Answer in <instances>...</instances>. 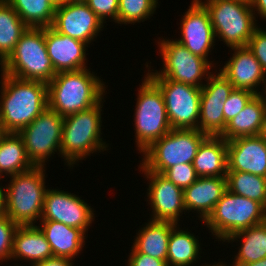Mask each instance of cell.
I'll return each instance as SVG.
<instances>
[{
    "mask_svg": "<svg viewBox=\"0 0 266 266\" xmlns=\"http://www.w3.org/2000/svg\"><path fill=\"white\" fill-rule=\"evenodd\" d=\"M0 75V129L19 133L48 108L47 83Z\"/></svg>",
    "mask_w": 266,
    "mask_h": 266,
    "instance_id": "6da1fadb",
    "label": "cell"
},
{
    "mask_svg": "<svg viewBox=\"0 0 266 266\" xmlns=\"http://www.w3.org/2000/svg\"><path fill=\"white\" fill-rule=\"evenodd\" d=\"M105 84L90 68L56 73L47 84L48 108L62 117L89 109L107 94Z\"/></svg>",
    "mask_w": 266,
    "mask_h": 266,
    "instance_id": "7a4b0ae2",
    "label": "cell"
},
{
    "mask_svg": "<svg viewBox=\"0 0 266 266\" xmlns=\"http://www.w3.org/2000/svg\"><path fill=\"white\" fill-rule=\"evenodd\" d=\"M103 101L104 98L89 109L64 117L60 151L69 168L95 152L109 150L101 137Z\"/></svg>",
    "mask_w": 266,
    "mask_h": 266,
    "instance_id": "3957f363",
    "label": "cell"
},
{
    "mask_svg": "<svg viewBox=\"0 0 266 266\" xmlns=\"http://www.w3.org/2000/svg\"><path fill=\"white\" fill-rule=\"evenodd\" d=\"M45 170V166H33L10 176L9 184L3 187L5 213L16 224L35 225L37 220H41L47 190Z\"/></svg>",
    "mask_w": 266,
    "mask_h": 266,
    "instance_id": "277c9868",
    "label": "cell"
},
{
    "mask_svg": "<svg viewBox=\"0 0 266 266\" xmlns=\"http://www.w3.org/2000/svg\"><path fill=\"white\" fill-rule=\"evenodd\" d=\"M0 70L18 79L49 83L56 75L45 43V27H29Z\"/></svg>",
    "mask_w": 266,
    "mask_h": 266,
    "instance_id": "5b68a950",
    "label": "cell"
},
{
    "mask_svg": "<svg viewBox=\"0 0 266 266\" xmlns=\"http://www.w3.org/2000/svg\"><path fill=\"white\" fill-rule=\"evenodd\" d=\"M208 11L215 38L227 47H246L254 30L257 18L250 0H196Z\"/></svg>",
    "mask_w": 266,
    "mask_h": 266,
    "instance_id": "8992f818",
    "label": "cell"
},
{
    "mask_svg": "<svg viewBox=\"0 0 266 266\" xmlns=\"http://www.w3.org/2000/svg\"><path fill=\"white\" fill-rule=\"evenodd\" d=\"M264 222L266 208L261 203L227 189L203 224L218 242H224L232 234Z\"/></svg>",
    "mask_w": 266,
    "mask_h": 266,
    "instance_id": "52a82bcc",
    "label": "cell"
},
{
    "mask_svg": "<svg viewBox=\"0 0 266 266\" xmlns=\"http://www.w3.org/2000/svg\"><path fill=\"white\" fill-rule=\"evenodd\" d=\"M139 86L133 121L136 147L141 154L172 128L160 88L147 75Z\"/></svg>",
    "mask_w": 266,
    "mask_h": 266,
    "instance_id": "ba28073f",
    "label": "cell"
},
{
    "mask_svg": "<svg viewBox=\"0 0 266 266\" xmlns=\"http://www.w3.org/2000/svg\"><path fill=\"white\" fill-rule=\"evenodd\" d=\"M207 136L199 129H171L142 152L140 162L147 170L160 174L174 165L193 163Z\"/></svg>",
    "mask_w": 266,
    "mask_h": 266,
    "instance_id": "9c48e42d",
    "label": "cell"
},
{
    "mask_svg": "<svg viewBox=\"0 0 266 266\" xmlns=\"http://www.w3.org/2000/svg\"><path fill=\"white\" fill-rule=\"evenodd\" d=\"M161 39L160 37L157 44L163 60V69L155 70L156 72L153 69L148 70L146 75L148 77H163L201 88L206 83L203 82V79H208L213 66L205 58L191 53L176 40Z\"/></svg>",
    "mask_w": 266,
    "mask_h": 266,
    "instance_id": "30bf717a",
    "label": "cell"
},
{
    "mask_svg": "<svg viewBox=\"0 0 266 266\" xmlns=\"http://www.w3.org/2000/svg\"><path fill=\"white\" fill-rule=\"evenodd\" d=\"M63 120L64 117L47 108L19 132L27 157L34 166H45L55 152L61 155Z\"/></svg>",
    "mask_w": 266,
    "mask_h": 266,
    "instance_id": "8fae6325",
    "label": "cell"
},
{
    "mask_svg": "<svg viewBox=\"0 0 266 266\" xmlns=\"http://www.w3.org/2000/svg\"><path fill=\"white\" fill-rule=\"evenodd\" d=\"M162 91L172 129H199L201 88L163 77H149Z\"/></svg>",
    "mask_w": 266,
    "mask_h": 266,
    "instance_id": "7c38bea8",
    "label": "cell"
},
{
    "mask_svg": "<svg viewBox=\"0 0 266 266\" xmlns=\"http://www.w3.org/2000/svg\"><path fill=\"white\" fill-rule=\"evenodd\" d=\"M51 28L90 45L104 24L84 0H68L57 5Z\"/></svg>",
    "mask_w": 266,
    "mask_h": 266,
    "instance_id": "4fadbf2b",
    "label": "cell"
},
{
    "mask_svg": "<svg viewBox=\"0 0 266 266\" xmlns=\"http://www.w3.org/2000/svg\"><path fill=\"white\" fill-rule=\"evenodd\" d=\"M93 210L76 194L51 187L44 195L41 220L58 221L87 233L95 219Z\"/></svg>",
    "mask_w": 266,
    "mask_h": 266,
    "instance_id": "5bb4252c",
    "label": "cell"
},
{
    "mask_svg": "<svg viewBox=\"0 0 266 266\" xmlns=\"http://www.w3.org/2000/svg\"><path fill=\"white\" fill-rule=\"evenodd\" d=\"M138 167L149 181L146 195L152 209L149 219L178 224L183 211L186 213L183 189L177 187L163 174L147 170L141 162Z\"/></svg>",
    "mask_w": 266,
    "mask_h": 266,
    "instance_id": "9a60e30c",
    "label": "cell"
},
{
    "mask_svg": "<svg viewBox=\"0 0 266 266\" xmlns=\"http://www.w3.org/2000/svg\"><path fill=\"white\" fill-rule=\"evenodd\" d=\"M201 87L199 130L219 136L226 127L223 109L234 87L221 72H213Z\"/></svg>",
    "mask_w": 266,
    "mask_h": 266,
    "instance_id": "2e32d148",
    "label": "cell"
},
{
    "mask_svg": "<svg viewBox=\"0 0 266 266\" xmlns=\"http://www.w3.org/2000/svg\"><path fill=\"white\" fill-rule=\"evenodd\" d=\"M191 2L189 9L182 15L180 21L181 38L175 40L185 46L191 53L205 58L216 68L213 61L208 60V54L211 53V49H214L213 46H215L214 43L217 40L215 39L209 13L199 1L193 0Z\"/></svg>",
    "mask_w": 266,
    "mask_h": 266,
    "instance_id": "e0dca14e",
    "label": "cell"
},
{
    "mask_svg": "<svg viewBox=\"0 0 266 266\" xmlns=\"http://www.w3.org/2000/svg\"><path fill=\"white\" fill-rule=\"evenodd\" d=\"M231 49L234 51L232 57L225 62L219 72L229 80L234 89H247L255 94H264L266 74L253 53L247 47H231ZM260 84L263 87L261 92L258 91Z\"/></svg>",
    "mask_w": 266,
    "mask_h": 266,
    "instance_id": "ac0fdd59",
    "label": "cell"
},
{
    "mask_svg": "<svg viewBox=\"0 0 266 266\" xmlns=\"http://www.w3.org/2000/svg\"><path fill=\"white\" fill-rule=\"evenodd\" d=\"M228 171L248 172L266 177V141L255 136L227 141Z\"/></svg>",
    "mask_w": 266,
    "mask_h": 266,
    "instance_id": "d6986e66",
    "label": "cell"
},
{
    "mask_svg": "<svg viewBox=\"0 0 266 266\" xmlns=\"http://www.w3.org/2000/svg\"><path fill=\"white\" fill-rule=\"evenodd\" d=\"M45 43L55 73L88 68L87 43L58 33L51 27H45Z\"/></svg>",
    "mask_w": 266,
    "mask_h": 266,
    "instance_id": "ffe728a7",
    "label": "cell"
},
{
    "mask_svg": "<svg viewBox=\"0 0 266 266\" xmlns=\"http://www.w3.org/2000/svg\"><path fill=\"white\" fill-rule=\"evenodd\" d=\"M226 190V177H198L183 190L184 207L187 212L196 211L199 220L204 222Z\"/></svg>",
    "mask_w": 266,
    "mask_h": 266,
    "instance_id": "44dd1931",
    "label": "cell"
},
{
    "mask_svg": "<svg viewBox=\"0 0 266 266\" xmlns=\"http://www.w3.org/2000/svg\"><path fill=\"white\" fill-rule=\"evenodd\" d=\"M38 226L50 244L53 256L75 259L85 246L83 230L70 227L54 220H40Z\"/></svg>",
    "mask_w": 266,
    "mask_h": 266,
    "instance_id": "7402d4cb",
    "label": "cell"
},
{
    "mask_svg": "<svg viewBox=\"0 0 266 266\" xmlns=\"http://www.w3.org/2000/svg\"><path fill=\"white\" fill-rule=\"evenodd\" d=\"M53 256L50 244L37 225H19L14 234L11 259L33 266ZM20 259V260H19ZM26 260V261H25Z\"/></svg>",
    "mask_w": 266,
    "mask_h": 266,
    "instance_id": "603a6c76",
    "label": "cell"
},
{
    "mask_svg": "<svg viewBox=\"0 0 266 266\" xmlns=\"http://www.w3.org/2000/svg\"><path fill=\"white\" fill-rule=\"evenodd\" d=\"M193 167L198 177H226L227 141L221 136L208 135L198 147Z\"/></svg>",
    "mask_w": 266,
    "mask_h": 266,
    "instance_id": "cb8c5ba5",
    "label": "cell"
},
{
    "mask_svg": "<svg viewBox=\"0 0 266 266\" xmlns=\"http://www.w3.org/2000/svg\"><path fill=\"white\" fill-rule=\"evenodd\" d=\"M175 225L168 221L148 220L136 233L130 253H143L166 261L169 237Z\"/></svg>",
    "mask_w": 266,
    "mask_h": 266,
    "instance_id": "d4e9b609",
    "label": "cell"
},
{
    "mask_svg": "<svg viewBox=\"0 0 266 266\" xmlns=\"http://www.w3.org/2000/svg\"><path fill=\"white\" fill-rule=\"evenodd\" d=\"M265 111V94H256L238 115L227 122L219 136L229 141L237 137L258 135Z\"/></svg>",
    "mask_w": 266,
    "mask_h": 266,
    "instance_id": "484cf974",
    "label": "cell"
},
{
    "mask_svg": "<svg viewBox=\"0 0 266 266\" xmlns=\"http://www.w3.org/2000/svg\"><path fill=\"white\" fill-rule=\"evenodd\" d=\"M239 239V240H238ZM241 239V240H240ZM241 241L230 266H242L266 257V222L232 234L224 242ZM225 266H229L223 263Z\"/></svg>",
    "mask_w": 266,
    "mask_h": 266,
    "instance_id": "4316f807",
    "label": "cell"
},
{
    "mask_svg": "<svg viewBox=\"0 0 266 266\" xmlns=\"http://www.w3.org/2000/svg\"><path fill=\"white\" fill-rule=\"evenodd\" d=\"M33 166L27 157L22 136L14 132H2L0 134V179L2 180L6 175L10 177L27 171Z\"/></svg>",
    "mask_w": 266,
    "mask_h": 266,
    "instance_id": "83f0119b",
    "label": "cell"
},
{
    "mask_svg": "<svg viewBox=\"0 0 266 266\" xmlns=\"http://www.w3.org/2000/svg\"><path fill=\"white\" fill-rule=\"evenodd\" d=\"M179 227V224H176L171 230L166 262L168 266H191L202 257L199 252L202 250L201 244L198 236L195 237L188 228L182 230Z\"/></svg>",
    "mask_w": 266,
    "mask_h": 266,
    "instance_id": "f1b7e54d",
    "label": "cell"
},
{
    "mask_svg": "<svg viewBox=\"0 0 266 266\" xmlns=\"http://www.w3.org/2000/svg\"><path fill=\"white\" fill-rule=\"evenodd\" d=\"M28 28L6 0L0 2V65L13 52Z\"/></svg>",
    "mask_w": 266,
    "mask_h": 266,
    "instance_id": "f546056e",
    "label": "cell"
},
{
    "mask_svg": "<svg viewBox=\"0 0 266 266\" xmlns=\"http://www.w3.org/2000/svg\"><path fill=\"white\" fill-rule=\"evenodd\" d=\"M22 21L33 28L51 27L57 5L52 0H6Z\"/></svg>",
    "mask_w": 266,
    "mask_h": 266,
    "instance_id": "4dcf8cb0",
    "label": "cell"
},
{
    "mask_svg": "<svg viewBox=\"0 0 266 266\" xmlns=\"http://www.w3.org/2000/svg\"><path fill=\"white\" fill-rule=\"evenodd\" d=\"M226 180L230 192L255 200L266 208V177L248 172L227 171Z\"/></svg>",
    "mask_w": 266,
    "mask_h": 266,
    "instance_id": "1f68e13d",
    "label": "cell"
},
{
    "mask_svg": "<svg viewBox=\"0 0 266 266\" xmlns=\"http://www.w3.org/2000/svg\"><path fill=\"white\" fill-rule=\"evenodd\" d=\"M158 0H119L118 24H135L150 19Z\"/></svg>",
    "mask_w": 266,
    "mask_h": 266,
    "instance_id": "d6a6232c",
    "label": "cell"
},
{
    "mask_svg": "<svg viewBox=\"0 0 266 266\" xmlns=\"http://www.w3.org/2000/svg\"><path fill=\"white\" fill-rule=\"evenodd\" d=\"M256 94L247 89H233L225 102L223 115L227 123L238 115Z\"/></svg>",
    "mask_w": 266,
    "mask_h": 266,
    "instance_id": "836d02e7",
    "label": "cell"
},
{
    "mask_svg": "<svg viewBox=\"0 0 266 266\" xmlns=\"http://www.w3.org/2000/svg\"><path fill=\"white\" fill-rule=\"evenodd\" d=\"M18 226L7 215L0 217V263L11 258L14 234Z\"/></svg>",
    "mask_w": 266,
    "mask_h": 266,
    "instance_id": "e575fe53",
    "label": "cell"
},
{
    "mask_svg": "<svg viewBox=\"0 0 266 266\" xmlns=\"http://www.w3.org/2000/svg\"><path fill=\"white\" fill-rule=\"evenodd\" d=\"M163 175L183 190L189 187L198 178L193 163L174 165L168 168Z\"/></svg>",
    "mask_w": 266,
    "mask_h": 266,
    "instance_id": "d590c367",
    "label": "cell"
},
{
    "mask_svg": "<svg viewBox=\"0 0 266 266\" xmlns=\"http://www.w3.org/2000/svg\"><path fill=\"white\" fill-rule=\"evenodd\" d=\"M103 24L107 19L118 23L119 0H84ZM109 17V18H108Z\"/></svg>",
    "mask_w": 266,
    "mask_h": 266,
    "instance_id": "8d00e7d4",
    "label": "cell"
},
{
    "mask_svg": "<svg viewBox=\"0 0 266 266\" xmlns=\"http://www.w3.org/2000/svg\"><path fill=\"white\" fill-rule=\"evenodd\" d=\"M246 47L253 53L266 74V30L258 26Z\"/></svg>",
    "mask_w": 266,
    "mask_h": 266,
    "instance_id": "74e56055",
    "label": "cell"
},
{
    "mask_svg": "<svg viewBox=\"0 0 266 266\" xmlns=\"http://www.w3.org/2000/svg\"><path fill=\"white\" fill-rule=\"evenodd\" d=\"M127 266H168L165 260H160L143 253H129Z\"/></svg>",
    "mask_w": 266,
    "mask_h": 266,
    "instance_id": "f35d334b",
    "label": "cell"
},
{
    "mask_svg": "<svg viewBox=\"0 0 266 266\" xmlns=\"http://www.w3.org/2000/svg\"><path fill=\"white\" fill-rule=\"evenodd\" d=\"M72 261L73 260L69 258L52 256L33 266H73L74 262Z\"/></svg>",
    "mask_w": 266,
    "mask_h": 266,
    "instance_id": "ab89813d",
    "label": "cell"
},
{
    "mask_svg": "<svg viewBox=\"0 0 266 266\" xmlns=\"http://www.w3.org/2000/svg\"><path fill=\"white\" fill-rule=\"evenodd\" d=\"M250 3L255 17L258 14L260 18L266 20V0H250Z\"/></svg>",
    "mask_w": 266,
    "mask_h": 266,
    "instance_id": "60d3db41",
    "label": "cell"
},
{
    "mask_svg": "<svg viewBox=\"0 0 266 266\" xmlns=\"http://www.w3.org/2000/svg\"><path fill=\"white\" fill-rule=\"evenodd\" d=\"M6 215L5 213V194L3 186L0 185V217Z\"/></svg>",
    "mask_w": 266,
    "mask_h": 266,
    "instance_id": "b9f144b4",
    "label": "cell"
},
{
    "mask_svg": "<svg viewBox=\"0 0 266 266\" xmlns=\"http://www.w3.org/2000/svg\"><path fill=\"white\" fill-rule=\"evenodd\" d=\"M258 136L266 141V111L263 116L262 124L260 126V130L258 132Z\"/></svg>",
    "mask_w": 266,
    "mask_h": 266,
    "instance_id": "7bdbcfd3",
    "label": "cell"
},
{
    "mask_svg": "<svg viewBox=\"0 0 266 266\" xmlns=\"http://www.w3.org/2000/svg\"><path fill=\"white\" fill-rule=\"evenodd\" d=\"M242 266H266V257L255 262L244 264Z\"/></svg>",
    "mask_w": 266,
    "mask_h": 266,
    "instance_id": "ee69618b",
    "label": "cell"
},
{
    "mask_svg": "<svg viewBox=\"0 0 266 266\" xmlns=\"http://www.w3.org/2000/svg\"><path fill=\"white\" fill-rule=\"evenodd\" d=\"M202 266H225L224 264H223V262H218V263H216V262H214V264L213 265H209V264H207V265H203L202 264Z\"/></svg>",
    "mask_w": 266,
    "mask_h": 266,
    "instance_id": "f6af8a7d",
    "label": "cell"
},
{
    "mask_svg": "<svg viewBox=\"0 0 266 266\" xmlns=\"http://www.w3.org/2000/svg\"><path fill=\"white\" fill-rule=\"evenodd\" d=\"M56 5L62 4L68 0H52Z\"/></svg>",
    "mask_w": 266,
    "mask_h": 266,
    "instance_id": "bcb514c9",
    "label": "cell"
}]
</instances>
